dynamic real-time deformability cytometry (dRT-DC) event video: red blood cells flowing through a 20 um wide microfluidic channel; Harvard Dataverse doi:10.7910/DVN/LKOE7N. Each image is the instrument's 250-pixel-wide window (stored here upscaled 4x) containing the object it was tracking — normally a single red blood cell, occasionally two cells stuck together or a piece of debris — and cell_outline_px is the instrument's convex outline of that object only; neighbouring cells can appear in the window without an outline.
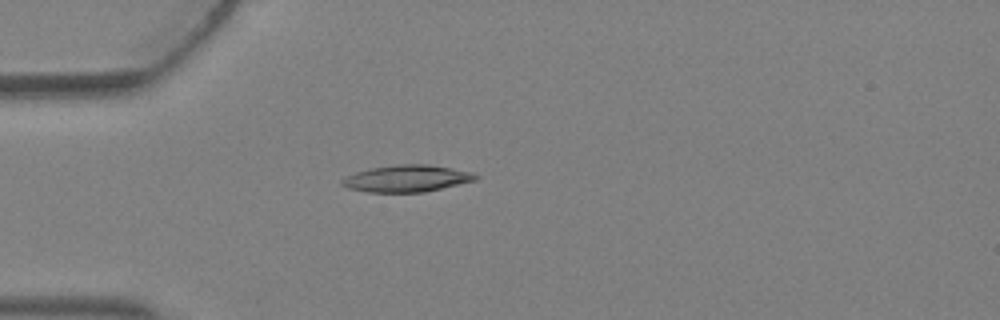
{"species": "Egyptian fruit bat (a non-hibernating species)", "species_latin": "Rousettus aegyptiacus", "temperature_condition": "warm", "stored_images_in_passage": 4, "camera_frame_rate_fps": 3000, "um_per_image_px": 0.085, "animal": {"sex": "female"}, "frame": {"image": 1, "passage_image": 4, "time_ms": 1.0, "image_size_px": [1000, 320], "cell_outline_px": [[480, 176], [476, 180], [424, 192], [368, 192], [348, 188], [340, 184], [340, 180], [356, 172], [372, 168], [400, 164], [428, 164], [452, 168], [472, 172]], "centroid_in_image_um": [34.59, 15.17], "position_along_channel_um": 50.4, "area_um2": 20.75}}